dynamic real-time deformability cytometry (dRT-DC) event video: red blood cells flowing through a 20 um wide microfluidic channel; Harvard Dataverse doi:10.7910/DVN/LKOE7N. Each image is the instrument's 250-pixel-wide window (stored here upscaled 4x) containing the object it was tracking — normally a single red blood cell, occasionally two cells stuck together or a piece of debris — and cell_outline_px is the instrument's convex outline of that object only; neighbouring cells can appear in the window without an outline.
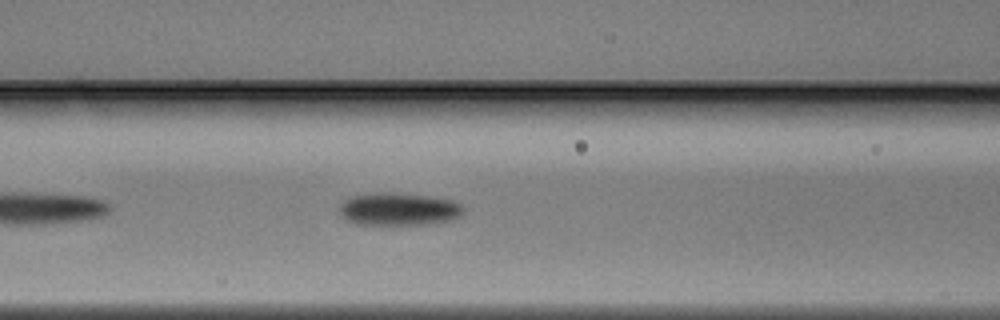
{"species": "Egyptian fruit bat (a non-hibernating species)", "species_latin": "Rousettus aegyptiacus", "temperature_condition": "warm", "stored_images_in_passage": 16, "camera_frame_rate_fps": 3000, "um_per_image_px": 0.085, "animal": {"sex": "male"}, "frame": {"image": 1, "passage_image": 7, "time_ms": 2.0, "image_size_px": [1000, 320], "cell_outline_px": [[464, 216], [452, 220], [428, 224], [356, 224], [340, 216], [340, 204], [344, 200], [352, 196], [380, 192], [392, 192], [428, 196], [452, 200], [460, 204], [464, 208]], "centroid_in_image_um": [33.92, 17.78], "position_along_channel_um": 132.7, "area_um2": 23.76}}
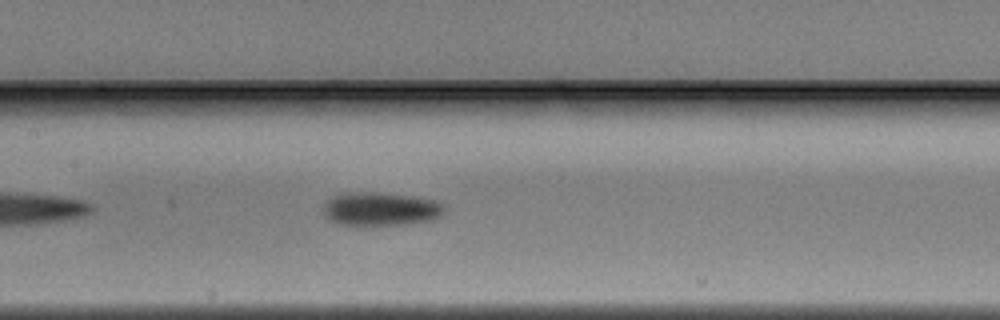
{"frame": {"image": 2, "passage_image": 10, "time_ms": 3.0, "image_size_px": [1000, 320], "cell_outline_px": [[444, 212], [440, 216], [432, 220], [408, 224], [340, 224], [328, 220], [324, 216], [324, 204], [332, 196], [340, 192], [380, 192], [416, 196], [436, 200], [444, 204]], "centroid_in_image_um": [32.36, 17.73], "position_along_channel_um": 175.0, "area_um2": 23.87}}
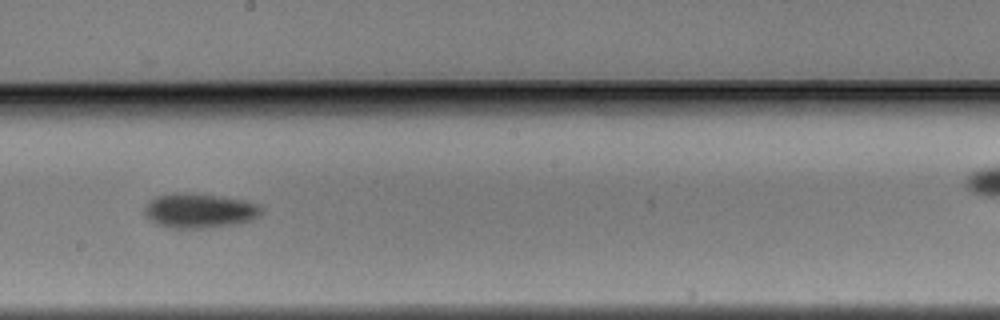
{"frame": {"image": 3, "passage_image": 14, "time_ms": 4.333, "image_size_px": [1000, 320], "cell_outline_px": [[264, 212], [260, 216], [252, 220], [236, 224], [208, 228], [172, 228], [156, 224], [144, 212], [144, 208], [156, 196], [176, 192], [188, 192], [220, 196], [248, 200], [260, 204], [264, 208]], "centroid_in_image_um": [17.05, 17.9], "position_along_channel_um": 231.2, "area_um2": 23.93}}